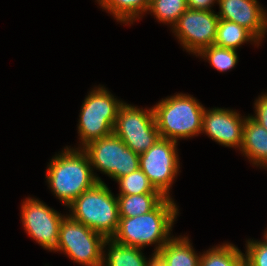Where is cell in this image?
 <instances>
[{
  "instance_id": "cell-18",
  "label": "cell",
  "mask_w": 267,
  "mask_h": 266,
  "mask_svg": "<svg viewBox=\"0 0 267 266\" xmlns=\"http://www.w3.org/2000/svg\"><path fill=\"white\" fill-rule=\"evenodd\" d=\"M200 256L188 235H175L166 243L167 266H200Z\"/></svg>"
},
{
  "instance_id": "cell-23",
  "label": "cell",
  "mask_w": 267,
  "mask_h": 266,
  "mask_svg": "<svg viewBox=\"0 0 267 266\" xmlns=\"http://www.w3.org/2000/svg\"><path fill=\"white\" fill-rule=\"evenodd\" d=\"M115 182L119 185V193L116 195L160 193L140 168L118 178Z\"/></svg>"
},
{
  "instance_id": "cell-20",
  "label": "cell",
  "mask_w": 267,
  "mask_h": 266,
  "mask_svg": "<svg viewBox=\"0 0 267 266\" xmlns=\"http://www.w3.org/2000/svg\"><path fill=\"white\" fill-rule=\"evenodd\" d=\"M119 217H135L153 210L165 197L161 193L116 195Z\"/></svg>"
},
{
  "instance_id": "cell-13",
  "label": "cell",
  "mask_w": 267,
  "mask_h": 266,
  "mask_svg": "<svg viewBox=\"0 0 267 266\" xmlns=\"http://www.w3.org/2000/svg\"><path fill=\"white\" fill-rule=\"evenodd\" d=\"M219 19L235 22L261 43L267 35V9L258 0H218Z\"/></svg>"
},
{
  "instance_id": "cell-22",
  "label": "cell",
  "mask_w": 267,
  "mask_h": 266,
  "mask_svg": "<svg viewBox=\"0 0 267 266\" xmlns=\"http://www.w3.org/2000/svg\"><path fill=\"white\" fill-rule=\"evenodd\" d=\"M238 50L230 48H222L211 45L204 48L196 57L206 60L213 68L220 73L232 71L239 62Z\"/></svg>"
},
{
  "instance_id": "cell-4",
  "label": "cell",
  "mask_w": 267,
  "mask_h": 266,
  "mask_svg": "<svg viewBox=\"0 0 267 266\" xmlns=\"http://www.w3.org/2000/svg\"><path fill=\"white\" fill-rule=\"evenodd\" d=\"M71 219L84 224L106 239L112 238L119 224L116 195L105 182H98L77 197L68 207Z\"/></svg>"
},
{
  "instance_id": "cell-26",
  "label": "cell",
  "mask_w": 267,
  "mask_h": 266,
  "mask_svg": "<svg viewBox=\"0 0 267 266\" xmlns=\"http://www.w3.org/2000/svg\"><path fill=\"white\" fill-rule=\"evenodd\" d=\"M146 257V266H167L166 244L161 248H156L153 253Z\"/></svg>"
},
{
  "instance_id": "cell-6",
  "label": "cell",
  "mask_w": 267,
  "mask_h": 266,
  "mask_svg": "<svg viewBox=\"0 0 267 266\" xmlns=\"http://www.w3.org/2000/svg\"><path fill=\"white\" fill-rule=\"evenodd\" d=\"M88 155L98 182H104L96 172L116 181L139 169V154L133 152L114 133L89 142L82 148Z\"/></svg>"
},
{
  "instance_id": "cell-3",
  "label": "cell",
  "mask_w": 267,
  "mask_h": 266,
  "mask_svg": "<svg viewBox=\"0 0 267 266\" xmlns=\"http://www.w3.org/2000/svg\"><path fill=\"white\" fill-rule=\"evenodd\" d=\"M161 138L175 142L202 134V116L206 107L193 95L175 93L162 98L153 106Z\"/></svg>"
},
{
  "instance_id": "cell-7",
  "label": "cell",
  "mask_w": 267,
  "mask_h": 266,
  "mask_svg": "<svg viewBox=\"0 0 267 266\" xmlns=\"http://www.w3.org/2000/svg\"><path fill=\"white\" fill-rule=\"evenodd\" d=\"M105 240L102 234L66 215L60 226L58 245L53 252L64 253L81 266H102Z\"/></svg>"
},
{
  "instance_id": "cell-14",
  "label": "cell",
  "mask_w": 267,
  "mask_h": 266,
  "mask_svg": "<svg viewBox=\"0 0 267 266\" xmlns=\"http://www.w3.org/2000/svg\"><path fill=\"white\" fill-rule=\"evenodd\" d=\"M239 153L255 168L267 166V130L249 114L243 125L242 145Z\"/></svg>"
},
{
  "instance_id": "cell-5",
  "label": "cell",
  "mask_w": 267,
  "mask_h": 266,
  "mask_svg": "<svg viewBox=\"0 0 267 266\" xmlns=\"http://www.w3.org/2000/svg\"><path fill=\"white\" fill-rule=\"evenodd\" d=\"M87 93L77 124L79 144L74 148H83L93 140L111 135L119 107L124 103V100L118 99L104 85H95Z\"/></svg>"
},
{
  "instance_id": "cell-2",
  "label": "cell",
  "mask_w": 267,
  "mask_h": 266,
  "mask_svg": "<svg viewBox=\"0 0 267 266\" xmlns=\"http://www.w3.org/2000/svg\"><path fill=\"white\" fill-rule=\"evenodd\" d=\"M46 168L47 187L64 208L98 183L90 159L82 148L64 147L50 159Z\"/></svg>"
},
{
  "instance_id": "cell-17",
  "label": "cell",
  "mask_w": 267,
  "mask_h": 266,
  "mask_svg": "<svg viewBox=\"0 0 267 266\" xmlns=\"http://www.w3.org/2000/svg\"><path fill=\"white\" fill-rule=\"evenodd\" d=\"M245 43L254 44L256 47L262 45L246 28L235 22L219 19L214 45L237 50Z\"/></svg>"
},
{
  "instance_id": "cell-19",
  "label": "cell",
  "mask_w": 267,
  "mask_h": 266,
  "mask_svg": "<svg viewBox=\"0 0 267 266\" xmlns=\"http://www.w3.org/2000/svg\"><path fill=\"white\" fill-rule=\"evenodd\" d=\"M244 262V253L227 241L204 250L200 256V266H241Z\"/></svg>"
},
{
  "instance_id": "cell-10",
  "label": "cell",
  "mask_w": 267,
  "mask_h": 266,
  "mask_svg": "<svg viewBox=\"0 0 267 266\" xmlns=\"http://www.w3.org/2000/svg\"><path fill=\"white\" fill-rule=\"evenodd\" d=\"M26 234L47 251L53 252L59 240L60 226L67 214H61L43 200L26 197L20 207Z\"/></svg>"
},
{
  "instance_id": "cell-16",
  "label": "cell",
  "mask_w": 267,
  "mask_h": 266,
  "mask_svg": "<svg viewBox=\"0 0 267 266\" xmlns=\"http://www.w3.org/2000/svg\"><path fill=\"white\" fill-rule=\"evenodd\" d=\"M116 22L132 25L147 14L150 0H95Z\"/></svg>"
},
{
  "instance_id": "cell-11",
  "label": "cell",
  "mask_w": 267,
  "mask_h": 266,
  "mask_svg": "<svg viewBox=\"0 0 267 266\" xmlns=\"http://www.w3.org/2000/svg\"><path fill=\"white\" fill-rule=\"evenodd\" d=\"M219 17L215 10L203 11L187 9L172 27L183 51L192 56L198 55L204 48L214 45Z\"/></svg>"
},
{
  "instance_id": "cell-21",
  "label": "cell",
  "mask_w": 267,
  "mask_h": 266,
  "mask_svg": "<svg viewBox=\"0 0 267 266\" xmlns=\"http://www.w3.org/2000/svg\"><path fill=\"white\" fill-rule=\"evenodd\" d=\"M187 9V0H151L147 13L172 29Z\"/></svg>"
},
{
  "instance_id": "cell-28",
  "label": "cell",
  "mask_w": 267,
  "mask_h": 266,
  "mask_svg": "<svg viewBox=\"0 0 267 266\" xmlns=\"http://www.w3.org/2000/svg\"><path fill=\"white\" fill-rule=\"evenodd\" d=\"M263 237H264L265 239H267V228L264 230V235H263Z\"/></svg>"
},
{
  "instance_id": "cell-8",
  "label": "cell",
  "mask_w": 267,
  "mask_h": 266,
  "mask_svg": "<svg viewBox=\"0 0 267 266\" xmlns=\"http://www.w3.org/2000/svg\"><path fill=\"white\" fill-rule=\"evenodd\" d=\"M124 101L119 107L113 133L137 154L146 152L160 138L153 107H139Z\"/></svg>"
},
{
  "instance_id": "cell-29",
  "label": "cell",
  "mask_w": 267,
  "mask_h": 266,
  "mask_svg": "<svg viewBox=\"0 0 267 266\" xmlns=\"http://www.w3.org/2000/svg\"><path fill=\"white\" fill-rule=\"evenodd\" d=\"M241 266H248V265L246 264V262H244Z\"/></svg>"
},
{
  "instance_id": "cell-25",
  "label": "cell",
  "mask_w": 267,
  "mask_h": 266,
  "mask_svg": "<svg viewBox=\"0 0 267 266\" xmlns=\"http://www.w3.org/2000/svg\"><path fill=\"white\" fill-rule=\"evenodd\" d=\"M254 115L249 116L267 130V92H262L254 101Z\"/></svg>"
},
{
  "instance_id": "cell-15",
  "label": "cell",
  "mask_w": 267,
  "mask_h": 266,
  "mask_svg": "<svg viewBox=\"0 0 267 266\" xmlns=\"http://www.w3.org/2000/svg\"><path fill=\"white\" fill-rule=\"evenodd\" d=\"M143 252L141 248L106 239L103 243L102 266H146Z\"/></svg>"
},
{
  "instance_id": "cell-12",
  "label": "cell",
  "mask_w": 267,
  "mask_h": 266,
  "mask_svg": "<svg viewBox=\"0 0 267 266\" xmlns=\"http://www.w3.org/2000/svg\"><path fill=\"white\" fill-rule=\"evenodd\" d=\"M245 118L236 109L206 107L202 116V133L223 147L240 151Z\"/></svg>"
},
{
  "instance_id": "cell-27",
  "label": "cell",
  "mask_w": 267,
  "mask_h": 266,
  "mask_svg": "<svg viewBox=\"0 0 267 266\" xmlns=\"http://www.w3.org/2000/svg\"><path fill=\"white\" fill-rule=\"evenodd\" d=\"M218 0H187V7L194 10L212 11Z\"/></svg>"
},
{
  "instance_id": "cell-9",
  "label": "cell",
  "mask_w": 267,
  "mask_h": 266,
  "mask_svg": "<svg viewBox=\"0 0 267 266\" xmlns=\"http://www.w3.org/2000/svg\"><path fill=\"white\" fill-rule=\"evenodd\" d=\"M177 145L175 141L160 137L146 152L139 154V168L164 197L173 198L170 195L172 185L181 172Z\"/></svg>"
},
{
  "instance_id": "cell-24",
  "label": "cell",
  "mask_w": 267,
  "mask_h": 266,
  "mask_svg": "<svg viewBox=\"0 0 267 266\" xmlns=\"http://www.w3.org/2000/svg\"><path fill=\"white\" fill-rule=\"evenodd\" d=\"M244 258L248 266H267V239H245Z\"/></svg>"
},
{
  "instance_id": "cell-1",
  "label": "cell",
  "mask_w": 267,
  "mask_h": 266,
  "mask_svg": "<svg viewBox=\"0 0 267 266\" xmlns=\"http://www.w3.org/2000/svg\"><path fill=\"white\" fill-rule=\"evenodd\" d=\"M174 198L165 197L153 210L135 217H119L112 240L117 243L144 249L163 247L174 235L173 226L179 216Z\"/></svg>"
}]
</instances>
